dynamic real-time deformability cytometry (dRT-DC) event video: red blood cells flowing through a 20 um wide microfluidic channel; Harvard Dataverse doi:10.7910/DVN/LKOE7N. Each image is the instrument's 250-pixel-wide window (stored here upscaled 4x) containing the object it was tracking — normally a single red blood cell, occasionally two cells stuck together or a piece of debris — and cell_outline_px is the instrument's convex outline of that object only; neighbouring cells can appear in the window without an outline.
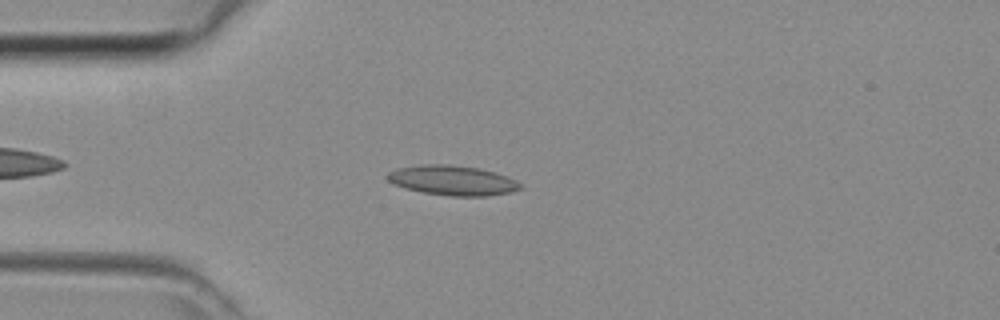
{"species": "common noctule bat (a hibernating species)", "species_latin": "Nyctalus noctula", "temperature_condition": "room temperature", "stored_images_in_passage": 38, "camera_frame_rate_fps": 3000, "um_per_image_px": 0.085, "animal": {"sex": "female", "body_mass_g": 29.2, "forearm_length_mm": 56.3}, "frame": {"image": 1, "passage_image": 6, "time_ms": 1.667, "image_size_px": [1000, 320], "cell_outline_px": [[520, 188], [512, 192], [488, 196], [448, 196], [424, 192], [404, 188], [392, 184], [388, 180], [388, 172], [396, 168], [420, 164], [448, 164], [480, 168], [496, 172], [508, 176], [516, 180], [520, 184]], "centroid_in_image_um": [38.46, 15.32], "position_along_channel_um": 46.5, "area_um2": 23.29}}
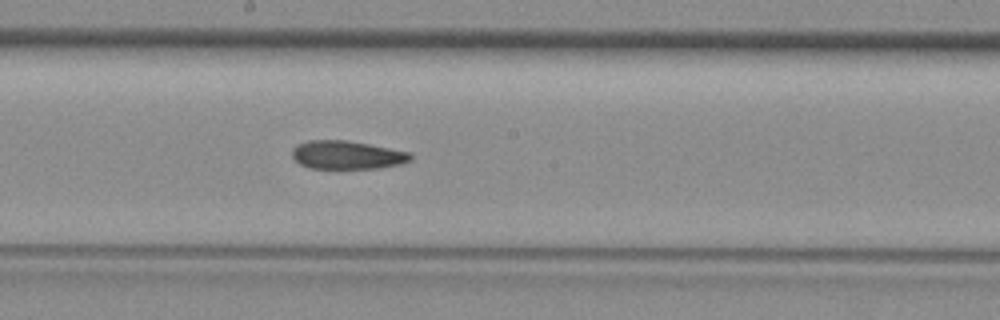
{"frame": {"image": 2, "passage_image": 18, "time_ms": 5.667, "image_size_px": [1000, 320], "cell_outline_px": [[412, 160], [400, 164], [376, 168], [308, 168], [300, 164], [292, 156], [292, 148], [296, 144], [308, 140], [348, 140], [412, 152]], "centroid_in_image_um": [29.49, 13.16], "position_along_channel_um": 218.7, "area_um2": 19.71}}
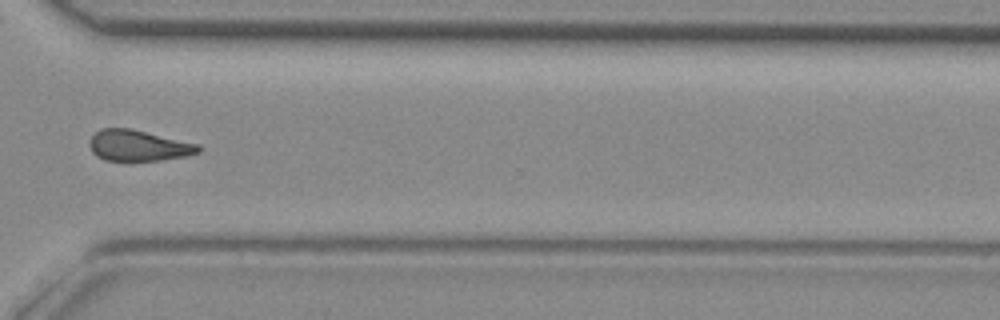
{"frame": {"image": 3, "passage_image": 27, "time_ms": 8.667, "image_size_px": [1000, 320], "cell_outline_px": [[200, 152], [188, 156], [160, 160], [104, 160], [96, 156], [92, 152], [88, 144], [88, 140], [100, 128], [132, 128], [200, 144]], "centroid_in_image_um": [11.76, 12.36], "position_along_channel_um": 358.8, "area_um2": 19.88}}